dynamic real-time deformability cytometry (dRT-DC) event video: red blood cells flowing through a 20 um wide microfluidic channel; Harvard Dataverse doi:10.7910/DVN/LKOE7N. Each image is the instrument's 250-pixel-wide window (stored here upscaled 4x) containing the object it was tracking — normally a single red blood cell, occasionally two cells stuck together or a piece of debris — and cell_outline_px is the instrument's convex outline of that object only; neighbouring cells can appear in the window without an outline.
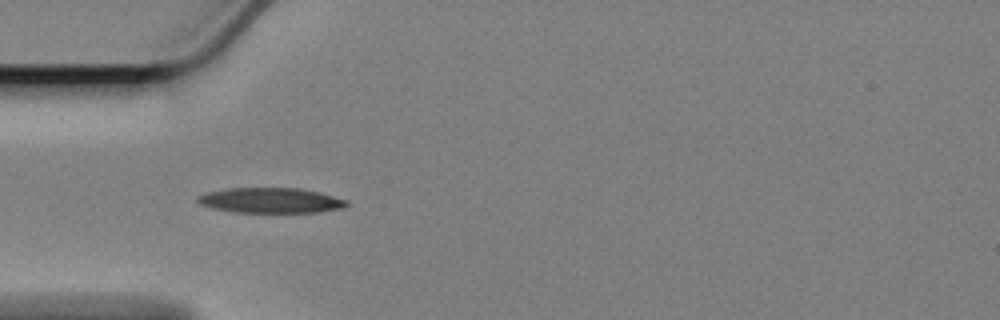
{"species": "Egyptian fruit bat (a non-hibernating species)", "species_latin": "Rousettus aegyptiacus", "temperature_condition": "cold", "stored_images_in_passage": 40, "camera_frame_rate_fps": 3000, "um_per_image_px": 0.085, "animal": {"sex": "female"}, "frame": {"image": 1, "passage_image": 1, "time_ms": 0.0, "image_size_px": [1000, 320], "cell_outline_px": [[348, 204], [344, 208], [316, 212], [236, 212], [212, 208], [200, 204], [196, 200], [196, 196], [208, 192], [228, 188], [300, 188], [320, 192], [348, 200]], "centroid_in_image_um": [23.02, 17.03], "position_along_channel_um": 62.0, "area_um2": 21.91}}
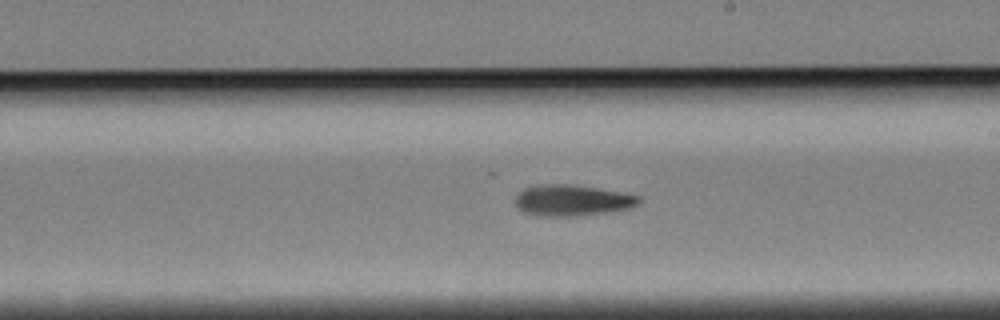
{"frame": {"image": 2, "passage_image": 17, "time_ms": 5.333, "image_size_px": [1000, 320], "cell_outline_px": [[640, 204], [632, 208], [612, 212], [576, 216], [540, 216], [524, 212], [516, 208], [516, 196], [524, 188], [544, 184], [568, 184], [596, 188], [620, 192], [640, 196]], "centroid_in_image_um": [48.66, 17.04], "position_along_channel_um": 240.3, "area_um2": 22.48}}
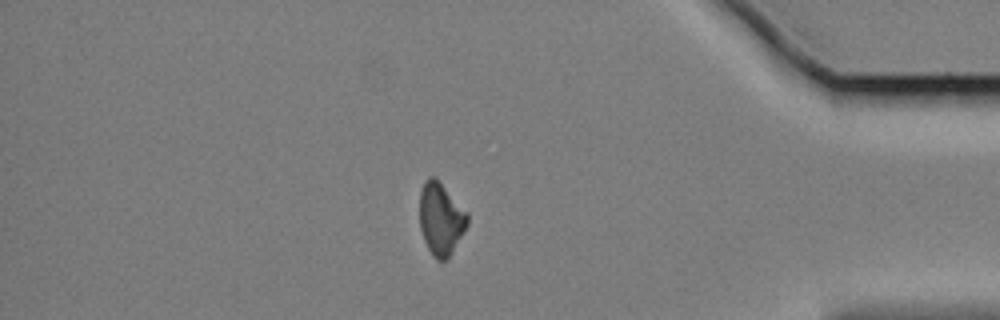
{"frame": {"image": 3, "passage_image": 34, "time_ms": 11.0, "image_size_px": [1000, 320], "cell_outline_px": [[468, 224], [464, 232], [448, 260], [436, 260], [432, 256], [424, 240], [420, 228], [420, 192], [424, 180], [428, 176], [436, 176], [468, 212]], "centroid_in_image_um": [37.48, 18.58], "position_along_channel_um": 397.7, "area_um2": 20.58}}